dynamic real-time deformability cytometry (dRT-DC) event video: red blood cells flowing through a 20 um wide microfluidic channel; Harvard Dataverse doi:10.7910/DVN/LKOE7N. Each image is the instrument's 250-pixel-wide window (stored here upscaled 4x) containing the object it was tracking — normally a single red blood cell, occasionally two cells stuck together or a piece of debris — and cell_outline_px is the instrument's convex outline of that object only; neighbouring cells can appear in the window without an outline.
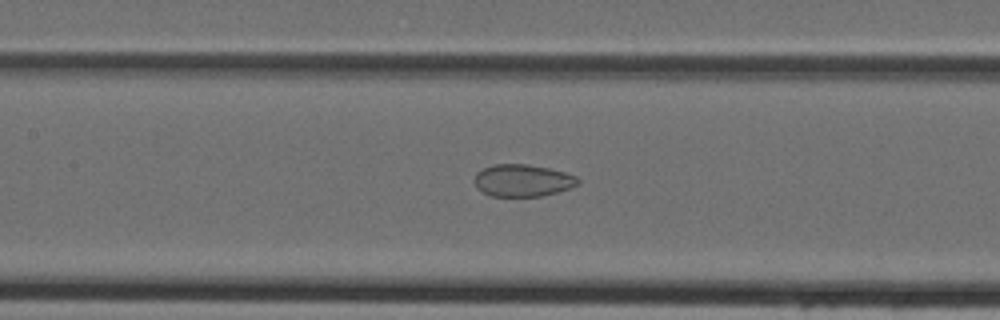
{"species": "Egyptian fruit bat (a non-hibernating species)", "species_latin": "Rousettus aegyptiacus", "temperature_condition": "cold", "stored_images_in_passage": 36, "camera_frame_rate_fps": 3000, "um_per_image_px": 0.085, "animal": {"sex": "female"}, "frame": {"image": 1, "passage_image": 13, "time_ms": 4.0, "image_size_px": [1000, 320], "cell_outline_px": [[580, 184], [556, 192], [540, 196], [492, 196], [476, 188], [476, 172], [484, 168], [496, 164], [528, 164], [548, 168], [564, 172], [576, 176], [580, 180]], "centroid_in_image_um": [44.44, 15.33], "position_along_channel_um": 163.0, "area_um2": 19.19}}
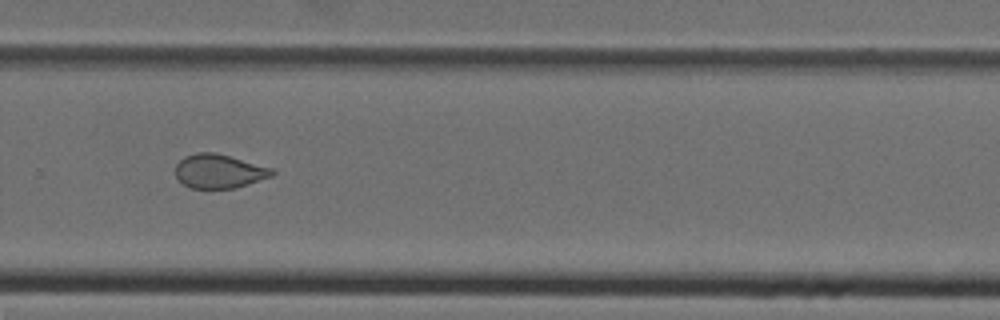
{"frame": {"image": 2, "passage_image": 23, "time_ms": 7.333, "image_size_px": [1000, 320], "cell_outline_px": [[276, 172], [272, 176], [236, 188], [188, 188], [176, 176], [176, 164], [184, 156], [196, 152], [212, 152], [228, 156], [272, 168]], "centroid_in_image_um": [18.6, 14.56], "position_along_channel_um": 311.2, "area_um2": 18.96}}
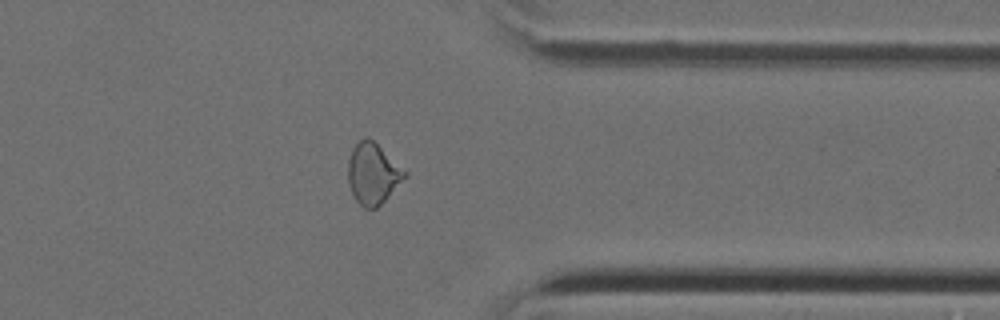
{"frame": {"image": 3, "passage_image": 28, "time_ms": 9.0, "image_size_px": [1000, 320], "cell_outline_px": [[408, 176], [376, 208], [364, 208], [356, 200], [348, 184], [348, 160], [352, 148], [360, 140], [368, 136], [408, 172]], "centroid_in_image_um": [31.7, 14.75], "position_along_channel_um": 379.7, "area_um2": 20.06}}